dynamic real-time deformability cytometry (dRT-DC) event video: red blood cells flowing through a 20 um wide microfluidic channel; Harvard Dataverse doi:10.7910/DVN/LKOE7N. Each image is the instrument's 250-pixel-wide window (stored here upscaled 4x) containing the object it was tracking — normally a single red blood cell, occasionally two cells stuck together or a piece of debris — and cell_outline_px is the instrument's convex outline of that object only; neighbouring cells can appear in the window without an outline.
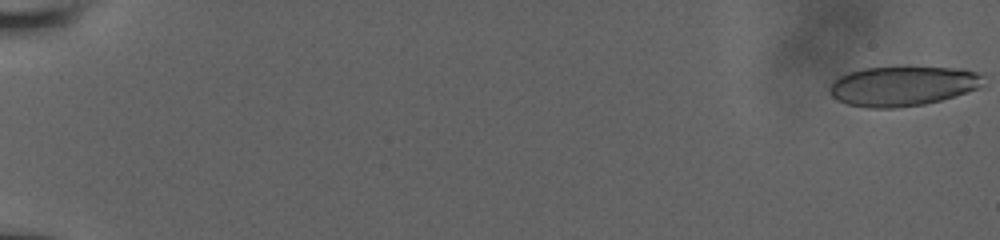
{"species": "human", "species_latin": "Homo sapiens", "temperature_condition": "room temperature", "stored_images_in_passage": 34, "camera_frame_rate_fps": 3000, "um_per_image_px": 0.085, "donor": {"sex": "male"}, "frame": {"image": 1, "passage_image": 1, "time_ms": 0.0, "image_size_px": [1000, 240], "cell_outline_px": [[984, 76], [976, 88], [940, 100], [924, 104], [896, 108], [868, 108], [848, 104], [836, 100], [828, 92], [828, 88], [840, 76], [848, 72], [864, 68], [908, 64], [964, 68], [976, 72]], "centroid_in_image_um": [76.69, 7.26], "position_along_channel_um": 8.3, "area_um2": 36.47}}
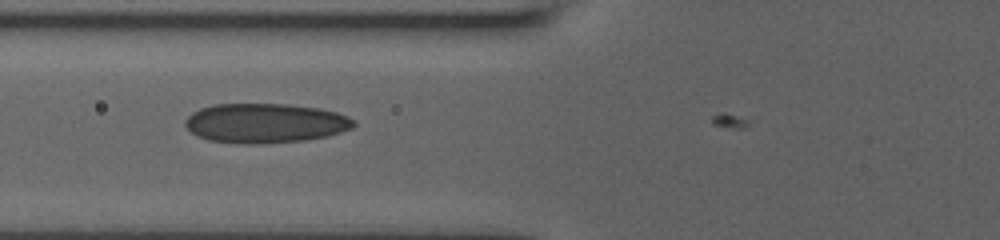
{"frame": {"image": 2, "passage_image": 25, "time_ms": 8.0, "image_size_px": [1000, 240], "cell_outline_px": [[356, 124], [352, 128], [340, 132], [324, 136], [304, 140], [252, 144], [236, 144], [208, 140], [196, 136], [184, 124], [184, 120], [192, 112], [200, 108], [216, 104], [288, 104], [320, 108], [336, 112], [348, 116]], "centroid_in_image_um": [22.5, 10.46], "position_along_channel_um": 103.3, "area_um2": 38.84}}
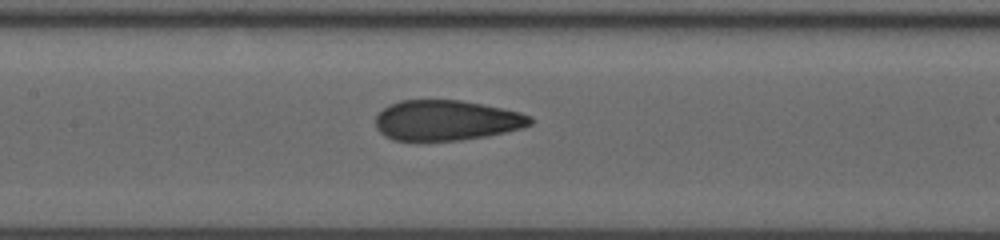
{"frame": {"image": 3, "passage_image": 30, "time_ms": 9.667, "image_size_px": [1000, 240], "cell_outline_px": [[532, 124], [520, 128], [504, 132], [484, 136], [460, 140], [396, 140], [384, 136], [376, 128], [376, 116], [388, 104], [400, 100], [460, 100], [484, 104], [504, 108], [520, 112], [532, 116]], "centroid_in_image_um": [37.94, 10.21], "position_along_channel_um": 169.5, "area_um2": 36.24}}